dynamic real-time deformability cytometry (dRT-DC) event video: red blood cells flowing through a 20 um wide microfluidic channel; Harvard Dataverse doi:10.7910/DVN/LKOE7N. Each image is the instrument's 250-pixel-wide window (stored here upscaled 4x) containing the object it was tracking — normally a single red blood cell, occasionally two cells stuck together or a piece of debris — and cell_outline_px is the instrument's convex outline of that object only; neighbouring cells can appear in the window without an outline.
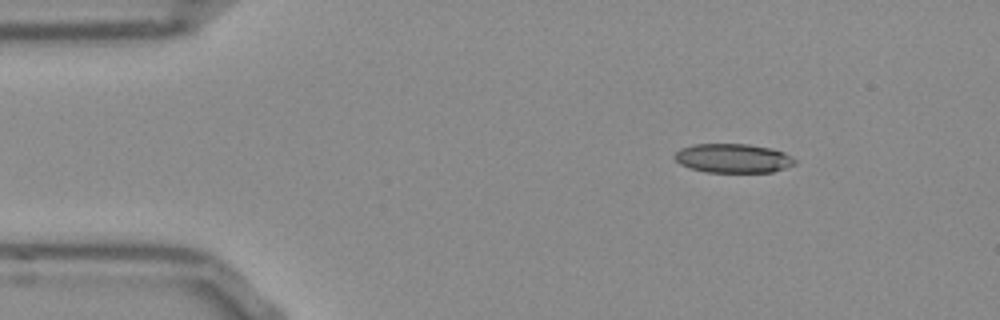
{"species": "Egyptian fruit bat (a non-hibernating species)", "species_latin": "Rousettus aegyptiacus", "temperature_condition": "room temperature", "stored_images_in_passage": 47, "camera_frame_rate_fps": 3000, "um_per_image_px": 0.085, "frame": {"image": 1, "passage_image": 1, "time_ms": 0.0, "image_size_px": [1000, 320], "cell_outline_px": [[796, 164], [772, 172], [708, 172], [692, 168], [680, 164], [672, 156], [680, 148], [692, 144], [748, 144], [768, 148], [784, 152], [796, 160]], "centroid_in_image_um": [62.29, 13.45], "position_along_channel_um": 22.7, "area_um2": 20.29}}
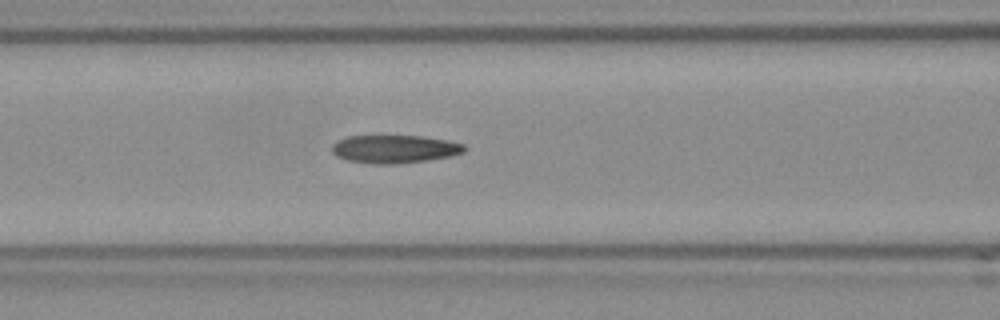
{"frame": {"image": 2, "passage_image": 15, "time_ms": 4.667, "image_size_px": [1000, 320], "cell_outline_px": [[468, 148], [464, 152], [452, 156], [428, 160], [392, 164], [376, 164], [348, 160], [336, 156], [332, 152], [332, 144], [336, 140], [348, 136], [420, 136], [448, 140], [464, 144]], "centroid_in_image_um": [33.55, 12.66], "position_along_channel_um": 133.0, "area_um2": 21.73}}
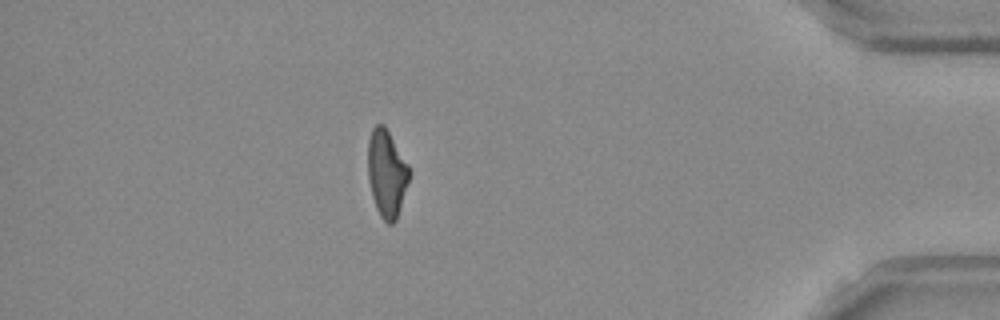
{"frame": {"image": 3, "passage_image": 40, "time_ms": 13.0, "image_size_px": [1000, 320], "cell_outline_px": [[408, 180], [396, 220], [392, 224], [388, 224], [380, 216], [376, 208], [372, 196], [368, 180], [368, 140], [372, 128], [376, 124], [384, 124], [408, 164]], "centroid_in_image_um": [32.83, 14.72], "position_along_channel_um": 402.4, "area_um2": 20.69}, "authors_computed_cell_mechanics": {"area_um2": 21.3282, "velocity_mm_per_s": 3.8039, "shape_relaxation_time_tau1_ms": null, "shape_relaxation_time_tau2_ms": 4.189, "deformation_change_tau1": null, "deformation_change_tau2": 0.1338}}